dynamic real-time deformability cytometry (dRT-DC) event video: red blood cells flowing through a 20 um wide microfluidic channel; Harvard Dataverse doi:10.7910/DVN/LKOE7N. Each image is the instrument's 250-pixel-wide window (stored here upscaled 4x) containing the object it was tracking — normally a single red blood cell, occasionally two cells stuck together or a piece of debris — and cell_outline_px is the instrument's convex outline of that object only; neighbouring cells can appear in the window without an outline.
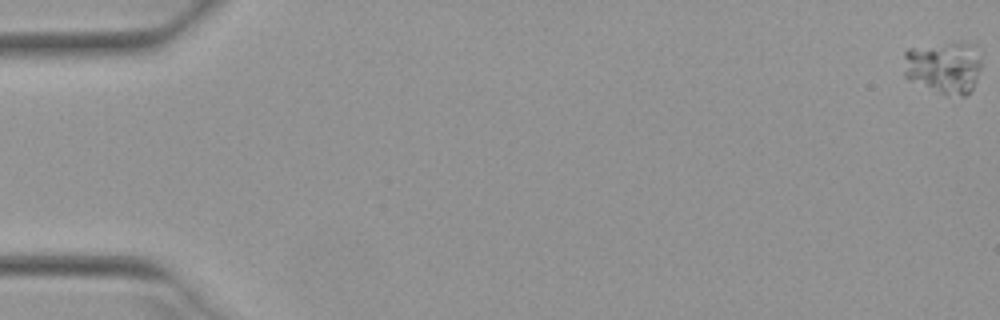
{"species": "Egyptian fruit bat (a non-hibernating species)", "species_latin": "Rousettus aegyptiacus", "temperature_condition": "warm", "stored_images_in_passage": 52, "camera_frame_rate_fps": 3000, "um_per_image_px": 0.085, "animal": {"sex": "female"}, "frame": {"image": 1, "passage_image": 1, "time_ms": 0.0, "image_size_px": [1000, 320], "cell_outline_px": [[980, 68], [976, 80], [972, 88], [964, 96], [948, 96], [908, 80], [904, 76], [904, 52], [908, 48], [952, 40], [976, 44], [980, 60]], "centroid_in_image_um": [80.21, 5.67], "position_along_channel_um": 4.8, "area_um2": 24.45}}
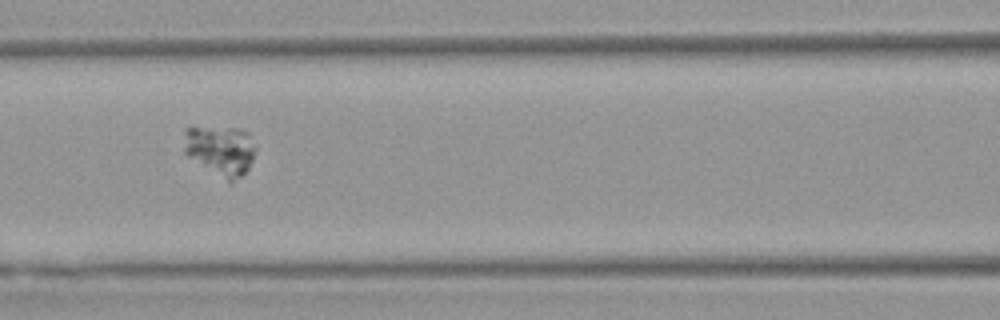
{"frame": {"image": 2, "passage_image": 25, "time_ms": 8.0, "image_size_px": [1000, 320], "cell_outline_px": [[256, 148], [252, 160], [248, 168], [232, 184], [188, 156], [184, 152], [184, 128], [236, 128], [248, 132]], "centroid_in_image_um": [18.75, 12.77], "position_along_channel_um": 147.9, "area_um2": 20.58}}
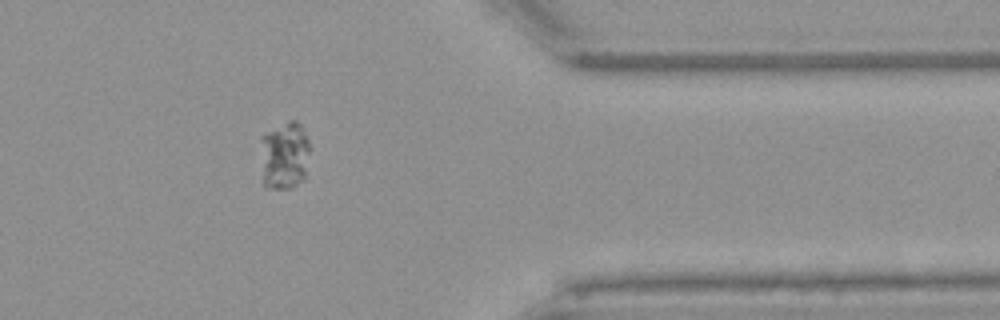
{"frame": {"image": 3, "passage_image": 45, "time_ms": 14.667, "image_size_px": [1000, 320], "cell_outline_px": [[308, 152], [304, 180], [292, 188], [264, 188], [260, 136], [288, 120], [296, 120], [300, 124], [308, 140]], "centroid_in_image_um": [24.16, 13.22], "position_along_channel_um": 387.2, "area_um2": 19.48}}